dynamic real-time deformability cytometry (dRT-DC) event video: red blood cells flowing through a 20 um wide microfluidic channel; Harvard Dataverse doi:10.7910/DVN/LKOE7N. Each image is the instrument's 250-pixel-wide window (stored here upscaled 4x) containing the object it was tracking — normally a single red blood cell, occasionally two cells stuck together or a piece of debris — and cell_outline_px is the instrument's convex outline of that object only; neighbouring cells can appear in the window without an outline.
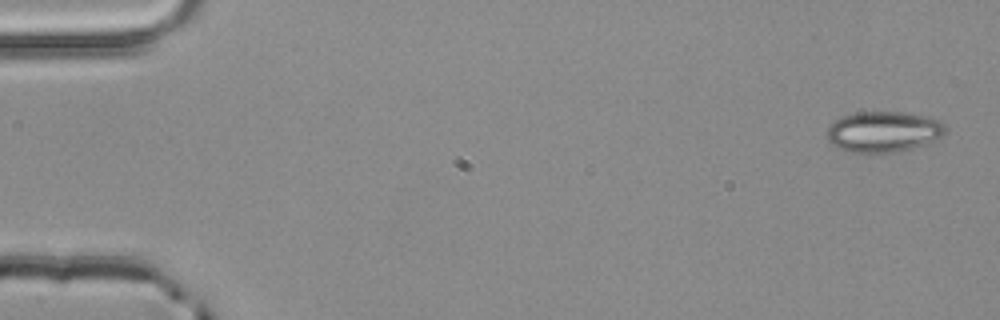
{"species": "common noctule bat (a hibernating species)", "species_latin": "Nyctalus noctula", "temperature_condition": "room temperature", "stored_images_in_passage": 4, "camera_frame_rate_fps": 3000, "um_per_image_px": 0.085, "animal": {"sex": "male", "body_mass_g": 20.4}, "frame": {"image": 1, "passage_image": 4, "time_ms": 1.0, "image_size_px": [1000, 320], "cell_outline_px": [[948, 128], [940, 136], [924, 144], [900, 152], [852, 152], [836, 148], [828, 140], [828, 128], [836, 120], [844, 116], [856, 112], [904, 112], [924, 116], [940, 120]], "centroid_in_image_um": [75.1, 11.19], "position_along_channel_um": 9.9, "area_um2": 27.86}}